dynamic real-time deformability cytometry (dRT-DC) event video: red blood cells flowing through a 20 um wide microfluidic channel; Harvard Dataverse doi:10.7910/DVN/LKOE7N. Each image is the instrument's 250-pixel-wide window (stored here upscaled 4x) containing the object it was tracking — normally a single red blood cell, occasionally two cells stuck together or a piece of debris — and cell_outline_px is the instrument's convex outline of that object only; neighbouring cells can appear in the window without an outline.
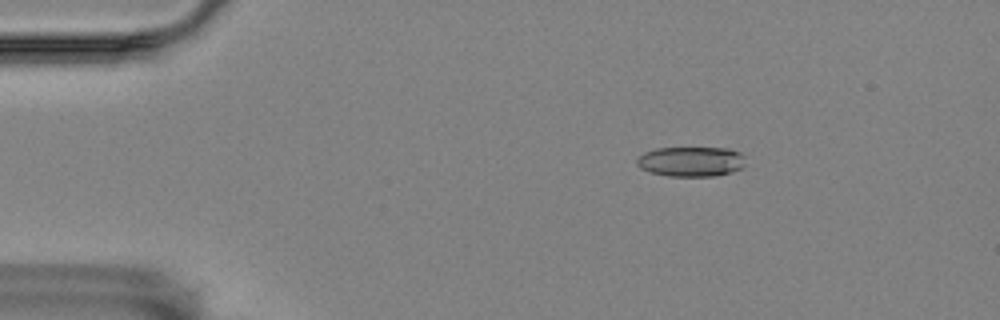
{"species": "Egyptian fruit bat (a non-hibernating species)", "species_latin": "Rousettus aegyptiacus", "temperature_condition": "room temperature", "stored_images_in_passage": 4, "camera_frame_rate_fps": 3000, "um_per_image_px": 0.085, "animal": {"sex": "female"}, "frame": {"image": 1, "passage_image": 3, "time_ms": 0.667, "image_size_px": [1000, 320], "cell_outline_px": [[744, 168], [732, 172], [716, 176], [668, 176], [652, 172], [640, 168], [636, 164], [636, 160], [644, 152], [656, 148], [728, 148], [740, 152], [744, 156]], "centroid_in_image_um": [58.76, 13.73], "position_along_channel_um": 26.2, "area_um2": 19.07}}